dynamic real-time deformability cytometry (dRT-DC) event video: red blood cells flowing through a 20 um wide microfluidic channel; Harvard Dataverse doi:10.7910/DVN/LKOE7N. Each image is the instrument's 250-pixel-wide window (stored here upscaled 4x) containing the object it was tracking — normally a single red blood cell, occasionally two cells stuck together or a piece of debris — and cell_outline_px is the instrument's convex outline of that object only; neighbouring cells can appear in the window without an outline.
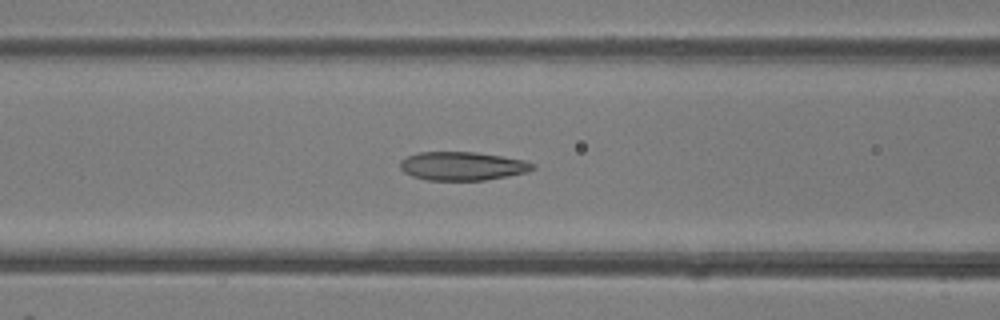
{"species": "common noctule bat (a hibernating species)", "species_latin": "Nyctalus noctula", "temperature_condition": "room temperature", "stored_images_in_passage": 47, "camera_frame_rate_fps": 3000, "um_per_image_px": 0.085, "animal": {"sex": "female"}, "frame": {"image": 1, "passage_image": 19, "time_ms": 6.0, "image_size_px": [1000, 320], "cell_outline_px": [[536, 168], [528, 172], [508, 176], [484, 180], [428, 180], [412, 176], [404, 172], [400, 168], [400, 160], [408, 156], [420, 152], [476, 152], [524, 160], [536, 164]], "centroid_in_image_um": [39.32, 14.11], "position_along_channel_um": 127.3, "area_um2": 22.08}}
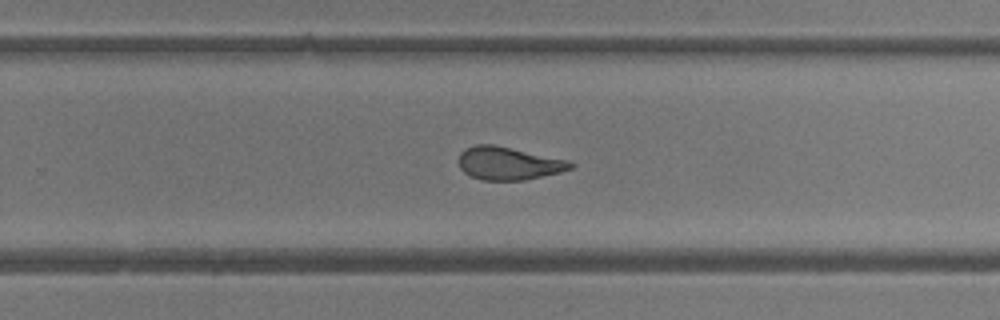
{"frame": {"image": 2, "passage_image": 30, "time_ms": 9.667, "image_size_px": [1000, 320], "cell_outline_px": [[576, 164], [572, 168], [560, 172], [524, 180], [484, 180], [472, 176], [464, 172], [460, 168], [460, 152], [464, 148], [476, 144], [496, 144], [568, 160]], "centroid_in_image_um": [43.24, 13.87], "position_along_channel_um": 286.6, "area_um2": 21.5}}
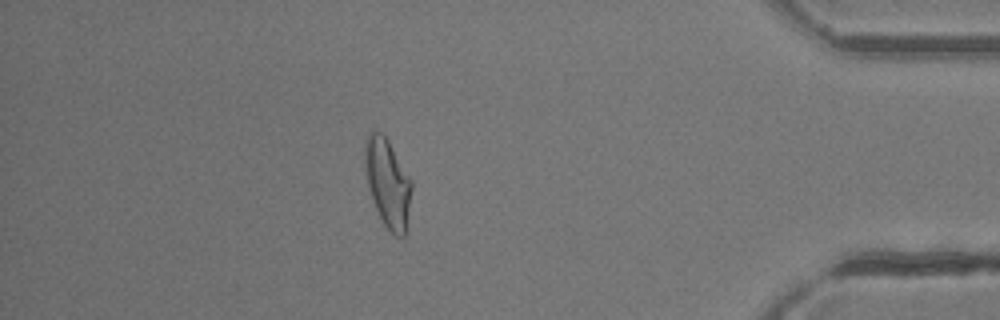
{"frame": {"image": 3, "passage_image": 41, "time_ms": 13.333, "image_size_px": [1000, 320], "cell_outline_px": [[412, 188], [404, 236], [396, 236], [384, 224], [372, 200], [368, 188], [364, 168], [364, 140], [368, 132], [372, 128], [380, 132], [388, 140], [412, 180]], "centroid_in_image_um": [32.91, 15.46], "position_along_channel_um": 402.3, "area_um2": 24.16}, "authors_computed_cell_mechanics": {"area_um2": 23.4668, "velocity_mm_per_s": 4.3476, "shape_relaxation_time_tau1_ms": 8.306, "shape_relaxation_time_tau2_ms": 1.4375, "deformation_change_tau1": 0.2425, "deformation_change_tau2": 0.0869}}